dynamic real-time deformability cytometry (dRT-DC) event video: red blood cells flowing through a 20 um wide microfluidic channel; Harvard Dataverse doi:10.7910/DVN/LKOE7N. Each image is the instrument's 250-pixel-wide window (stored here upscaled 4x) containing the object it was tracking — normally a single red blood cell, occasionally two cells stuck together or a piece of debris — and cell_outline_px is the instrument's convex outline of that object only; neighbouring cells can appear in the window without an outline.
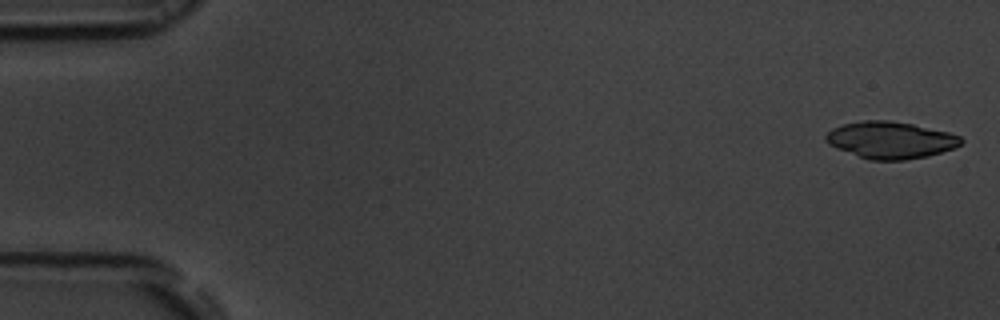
{"species": "common noctule bat (a hibernating species)", "species_latin": "Nyctalus noctula", "temperature_condition": "room temperature", "stored_images_in_passage": 53, "camera_frame_rate_fps": 3000, "um_per_image_px": 0.085, "animal": {"sex": "male", "body_mass_g": 19.5, "forearm_length_mm": 54.6}, "frame": {"image": 1, "passage_image": 1, "time_ms": 0.0, "image_size_px": [1000, 320], "cell_outline_px": [[964, 140], [960, 144], [952, 148], [928, 156], [904, 160], [868, 160], [836, 148], [828, 144], [824, 140], [824, 136], [832, 128], [844, 124], [864, 120], [888, 120], [912, 124], [948, 132], [960, 136]], "centroid_in_image_um": [75.65, 11.9], "position_along_channel_um": 9.3, "area_um2": 29.02}}